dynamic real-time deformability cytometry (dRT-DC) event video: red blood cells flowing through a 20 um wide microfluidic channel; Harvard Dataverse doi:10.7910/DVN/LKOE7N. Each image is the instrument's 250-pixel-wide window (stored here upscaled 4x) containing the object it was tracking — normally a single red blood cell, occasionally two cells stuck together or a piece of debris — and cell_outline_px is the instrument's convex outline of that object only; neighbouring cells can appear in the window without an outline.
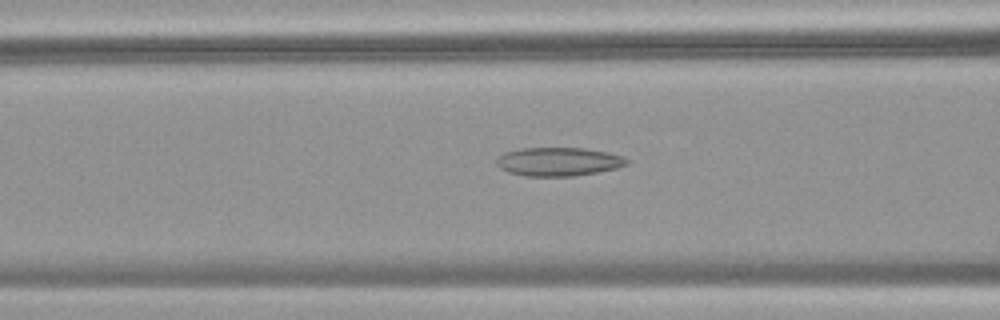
{"species": "common noctule bat (a hibernating species)", "species_latin": "Nyctalus noctula", "temperature_condition": "warm", "stored_images_in_passage": 48, "camera_frame_rate_fps": 3000, "um_per_image_px": 0.085, "animal": {"sex": "female", "body_mass_g": 18.4}, "frame": {"image": 1, "passage_image": 19, "time_ms": 6.0, "image_size_px": [1000, 320], "cell_outline_px": [[628, 164], [616, 168], [596, 172], [572, 176], [524, 176], [508, 172], [500, 168], [496, 164], [496, 160], [504, 152], [520, 148], [584, 148], [608, 152], [624, 156], [628, 160]], "centroid_in_image_um": [47.46, 13.74], "position_along_channel_um": 119.1, "area_um2": 21.73}}
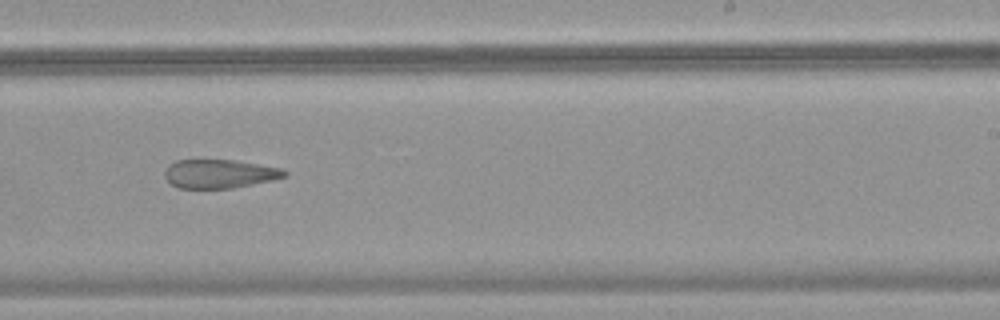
{"frame": {"image": 2, "passage_image": 30, "time_ms": 9.667, "image_size_px": [1000, 320], "cell_outline_px": [[288, 176], [272, 180], [232, 188], [180, 188], [172, 184], [164, 176], [164, 172], [168, 164], [176, 160], [236, 160], [280, 168], [288, 172]], "centroid_in_image_um": [18.65, 14.76], "position_along_channel_um": 270.3, "area_um2": 20.0}}
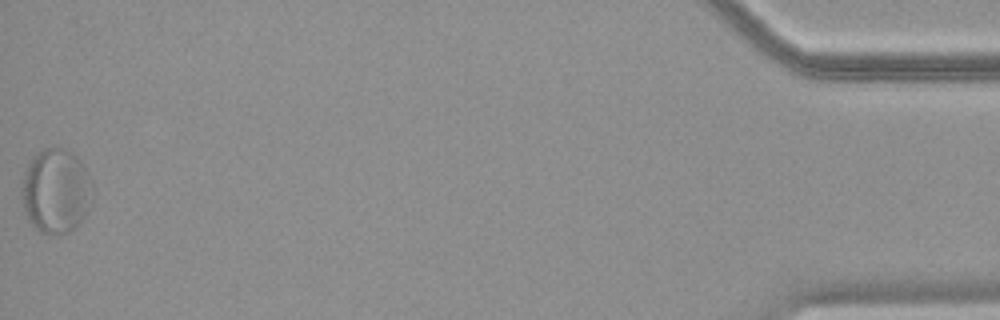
{"frame": {"image": 3, "passage_image": 48, "time_ms": 15.667, "image_size_px": [1000, 320], "cell_outline_px": [[92, 184], [84, 216], [80, 224], [68, 232], [40, 232], [28, 220], [24, 208], [24, 172], [32, 156], [36, 152], [44, 148], [64, 148], [72, 152], [80, 160], [92, 180]], "centroid_in_image_um": [4.75, 16.18], "position_along_channel_um": 430.4, "area_um2": 33.99}}